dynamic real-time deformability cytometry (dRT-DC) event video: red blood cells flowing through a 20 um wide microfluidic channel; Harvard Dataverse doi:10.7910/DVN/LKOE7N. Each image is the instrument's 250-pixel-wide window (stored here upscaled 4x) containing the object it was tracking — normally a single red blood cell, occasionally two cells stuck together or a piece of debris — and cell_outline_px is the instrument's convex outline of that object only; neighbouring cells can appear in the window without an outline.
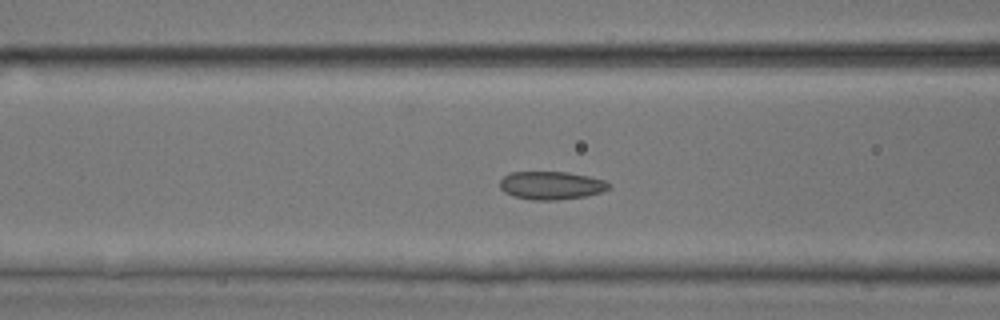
{"species": "common noctule bat (a hibernating species)", "species_latin": "Nyctalus noctula", "temperature_condition": "room temperature", "stored_images_in_passage": 51, "camera_frame_rate_fps": 3000, "um_per_image_px": 0.085, "animal": {"sex": "male", "body_mass_g": 17.9, "forearm_length_mm": 54.2}, "frame": {"image": 1, "passage_image": 20, "time_ms": 6.333, "image_size_px": [1000, 320], "cell_outline_px": [[612, 184], [608, 188], [600, 192], [584, 196], [556, 200], [532, 200], [512, 196], [504, 192], [500, 188], [500, 180], [504, 176], [512, 172], [568, 172], [588, 176], [604, 180]], "centroid_in_image_um": [46.83, 15.76], "position_along_channel_um": 119.8, "area_um2": 17.8}}
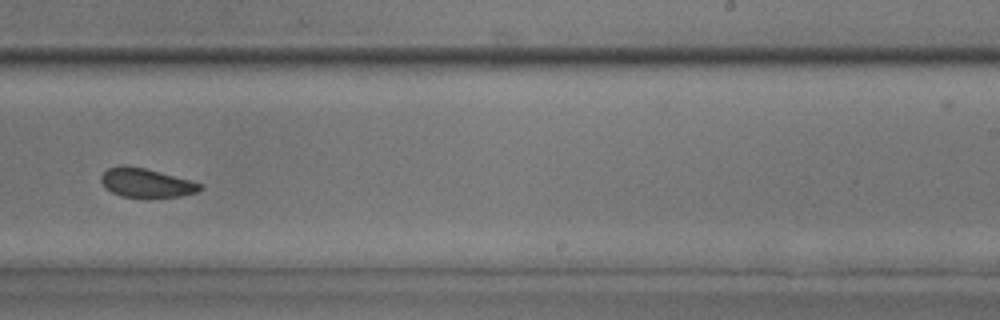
{"frame": {"image": 2, "passage_image": 32, "time_ms": 10.333, "image_size_px": [1000, 320], "cell_outline_px": [[204, 188], [196, 192], [180, 196], [120, 196], [112, 192], [100, 180], [100, 176], [108, 168], [120, 164], [124, 164], [144, 168], [204, 184]], "centroid_in_image_um": [12.42, 15.51], "position_along_channel_um": 276.6, "area_um2": 16.36}}
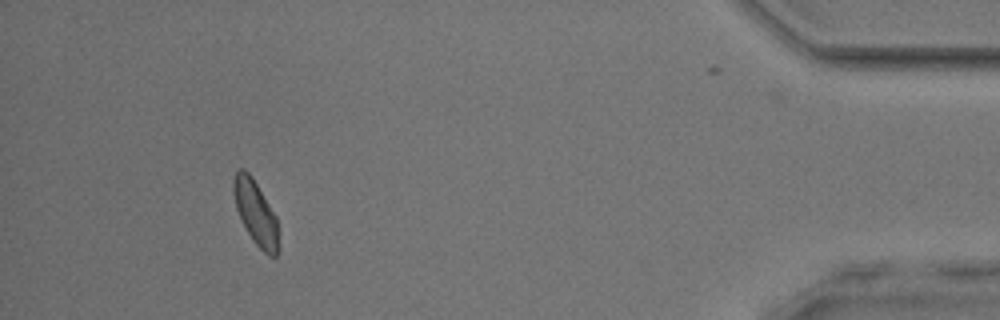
{"frame": {"image": 3, "passage_image": 47, "time_ms": 15.333, "image_size_px": [1000, 320], "cell_outline_px": [[276, 256], [268, 256], [252, 240], [236, 208], [232, 192], [232, 180], [236, 172], [240, 168], [244, 168], [252, 176], [276, 216]], "centroid_in_image_um": [21.67, 18.0], "position_along_channel_um": 413.5, "area_um2": 16.36}, "authors_computed_cell_mechanics": {"area_um2": 17.6868, "velocity_mm_per_s": 3.9445, "shape_relaxation_time_tau1_ms": 7.1568, "shape_relaxation_time_tau2_ms": 1.5062, "deformation_change_tau1": 0.1018, "deformation_change_tau2": 0.0653}}